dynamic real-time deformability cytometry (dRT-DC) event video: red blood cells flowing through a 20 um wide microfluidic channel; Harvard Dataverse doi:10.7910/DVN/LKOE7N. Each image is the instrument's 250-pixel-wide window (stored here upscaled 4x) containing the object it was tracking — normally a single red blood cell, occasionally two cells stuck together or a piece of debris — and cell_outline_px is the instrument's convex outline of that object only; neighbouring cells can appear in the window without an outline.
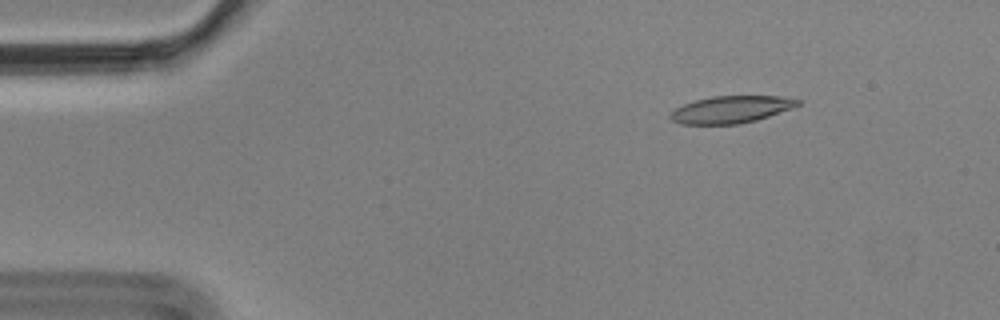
{"species": "Egyptian fruit bat (a non-hibernating species)", "species_latin": "Rousettus aegyptiacus", "temperature_condition": "cold", "stored_images_in_passage": 5, "camera_frame_rate_fps": 3000, "um_per_image_px": 0.085, "animal": {"sex": "male"}, "frame": {"image": 1, "passage_image": 3, "time_ms": 0.667, "image_size_px": [1000, 320], "cell_outline_px": [[804, 100], [800, 104], [792, 108], [756, 120], [740, 124], [680, 124], [672, 120], [668, 116], [676, 108], [684, 104], [696, 100], [712, 96], [780, 96]], "centroid_in_image_um": [62.16, 9.3], "position_along_channel_um": 22.8, "area_um2": 20.11}}